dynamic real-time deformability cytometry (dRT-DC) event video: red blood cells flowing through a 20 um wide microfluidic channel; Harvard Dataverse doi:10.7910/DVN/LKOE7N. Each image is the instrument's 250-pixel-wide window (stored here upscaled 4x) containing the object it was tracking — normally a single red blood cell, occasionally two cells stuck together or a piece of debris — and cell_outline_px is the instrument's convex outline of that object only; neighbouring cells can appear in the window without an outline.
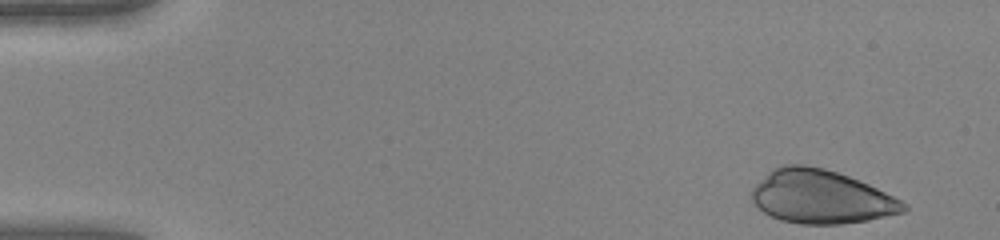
{"species": "human", "species_latin": "Homo sapiens", "temperature_condition": "warm", "stored_images_in_passage": 39, "camera_frame_rate_fps": 3000, "um_per_image_px": 0.085, "donor": {"sex": "female"}, "frame": {"image": 1, "passage_image": 1, "time_ms": 0.0, "image_size_px": [1000, 240], "cell_outline_px": [[908, 208], [904, 212], [868, 220], [840, 224], [800, 224], [780, 220], [764, 212], [752, 200], [752, 188], [772, 168], [780, 164], [804, 164], [824, 168], [848, 176], [868, 184], [908, 204]], "centroid_in_image_um": [69.77, 16.72], "position_along_channel_um": 15.2, "area_um2": 47.16}}
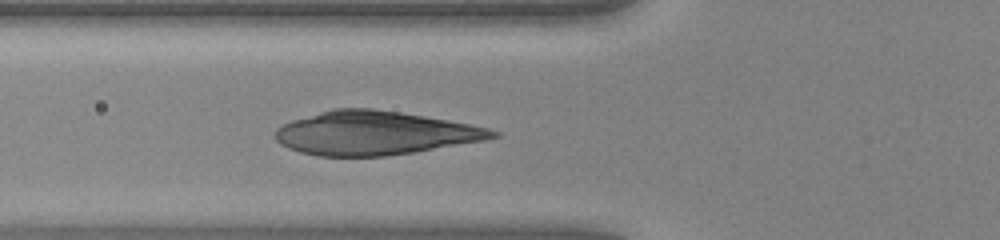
{"frame": {"image": 2, "passage_image": 16, "time_ms": 5.0, "image_size_px": [1000, 240], "cell_outline_px": [[500, 136], [484, 140], [412, 152], [384, 156], [320, 156], [300, 152], [288, 148], [280, 144], [272, 136], [276, 128], [292, 120], [332, 108], [372, 108], [400, 112], [448, 120], [488, 128], [500, 132]], "centroid_in_image_um": [31.79, 11.3], "position_along_channel_um": 94.0, "area_um2": 55.08}}
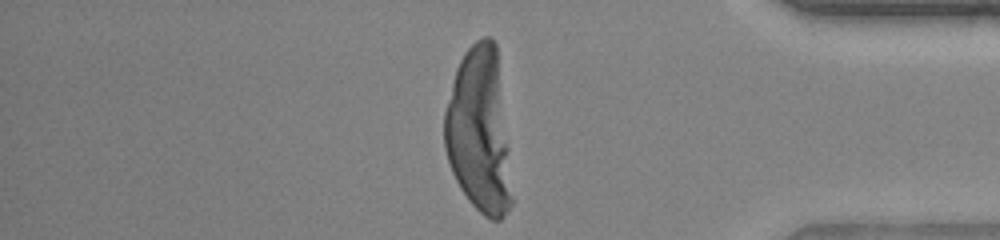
{"frame": {"image": 3, "passage_image": 39, "time_ms": 12.667, "image_size_px": [1000, 240], "cell_outline_px": [[512, 204], [504, 216], [500, 220], [492, 220], [484, 216], [468, 200], [460, 188], [452, 172], [444, 148], [444, 112], [456, 68], [464, 52], [476, 40], [484, 36], [492, 36], [496, 44], [508, 148], [512, 200]], "centroid_in_image_um": [40.72, 11.13], "position_along_channel_um": 394.5, "area_um2": 64.62}}